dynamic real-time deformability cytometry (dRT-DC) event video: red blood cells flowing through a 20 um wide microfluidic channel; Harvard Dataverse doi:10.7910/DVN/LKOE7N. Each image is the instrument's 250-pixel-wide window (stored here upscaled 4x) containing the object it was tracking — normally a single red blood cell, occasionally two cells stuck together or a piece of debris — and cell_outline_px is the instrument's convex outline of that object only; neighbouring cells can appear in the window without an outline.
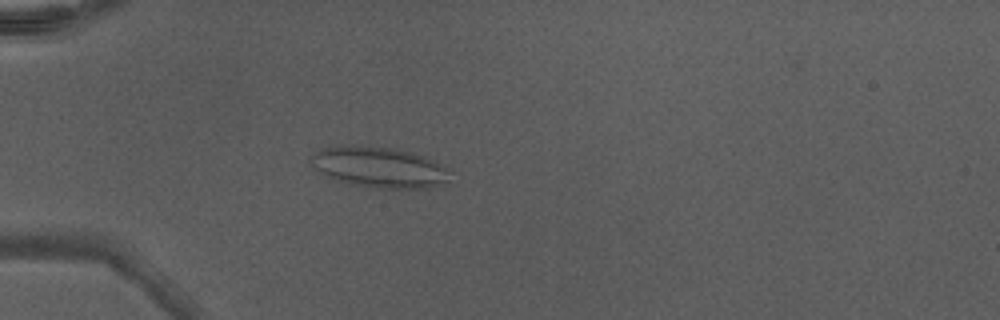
{"species": "Egyptian fruit bat (a non-hibernating species)", "species_latin": "Rousettus aegyptiacus", "temperature_condition": "warm", "stored_images_in_passage": 42, "camera_frame_rate_fps": 3000, "um_per_image_px": 0.085, "animal": {"sex": "male"}, "frame": {"image": 1, "passage_image": 9, "time_ms": 2.667, "image_size_px": [1000, 320], "cell_outline_px": [[448, 180], [428, 188], [376, 188], [348, 184], [336, 180], [320, 172], [308, 160], [316, 152], [332, 144], [356, 144], [392, 148], [412, 152], [424, 156], [440, 164], [448, 172]], "centroid_in_image_um": [32.15, 14.19], "position_along_channel_um": 52.9, "area_um2": 33.06}}
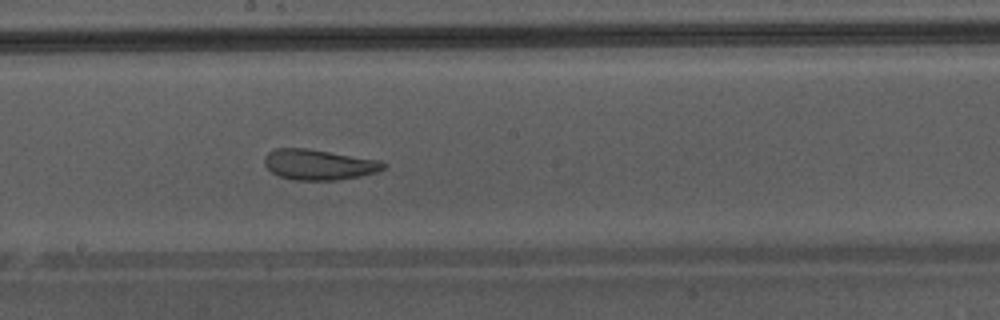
{"frame": {"image": 2, "passage_image": 22, "time_ms": 7.0, "image_size_px": [1000, 320], "cell_outline_px": [[388, 164], [384, 168], [376, 172], [360, 176], [336, 180], [296, 180], [280, 176], [272, 172], [264, 164], [264, 156], [268, 152], [276, 148], [308, 148], [380, 160]], "centroid_in_image_um": [27.1, 13.98], "position_along_channel_um": 221.1, "area_um2": 21.15}}
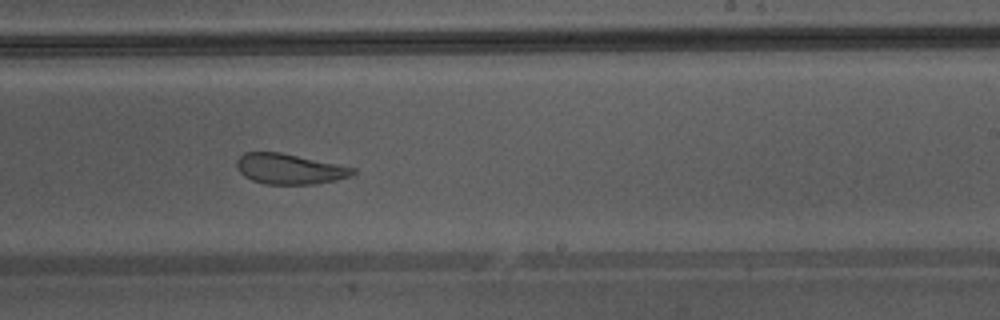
{"frame": {"image": 3, "passage_image": 25, "time_ms": 8.0, "image_size_px": [1000, 320], "cell_outline_px": [[356, 172], [348, 176], [336, 180], [312, 184], [264, 184], [252, 180], [244, 176], [236, 168], [236, 160], [244, 152], [280, 152], [356, 168]], "centroid_in_image_um": [24.56, 14.35], "position_along_channel_um": 264.4, "area_um2": 20.46}, "authors_computed_cell_mechanics": {"area_um2": 25.6921, "velocity_mm_per_s": 4.3409, "shape_relaxation_time_tau1_ms": null, "shape_relaxation_time_tau2_ms": 1.8175, "deformation_change_tau1": null, "deformation_change_tau2": 0.0653}}